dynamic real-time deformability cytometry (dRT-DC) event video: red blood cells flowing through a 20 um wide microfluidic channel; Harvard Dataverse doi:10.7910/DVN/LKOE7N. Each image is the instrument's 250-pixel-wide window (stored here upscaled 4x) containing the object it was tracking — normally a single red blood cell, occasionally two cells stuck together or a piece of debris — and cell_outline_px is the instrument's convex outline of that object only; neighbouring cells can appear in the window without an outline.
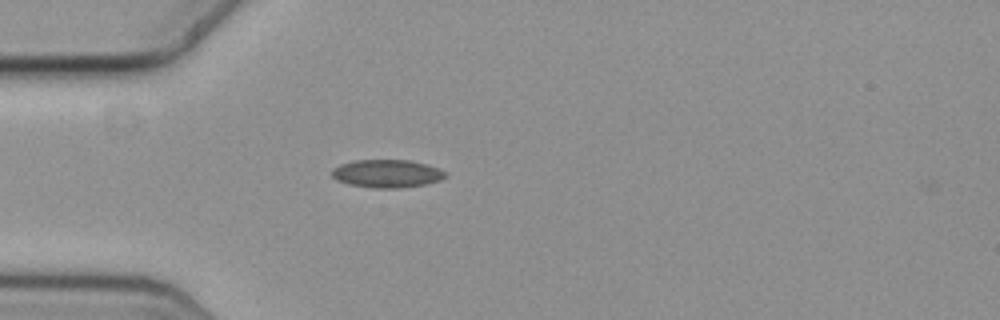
{"species": "common noctule bat (a hibernating species)", "species_latin": "Nyctalus noctula", "temperature_condition": "cold", "stored_images_in_passage": 38, "camera_frame_rate_fps": 3000, "um_per_image_px": 0.085, "animal": {"sex": "female", "body_mass_g": 19.3, "forearm_length_mm": 54.1}, "frame": {"image": 1, "passage_image": 1, "time_ms": 0.0, "image_size_px": [1000, 320], "cell_outline_px": [[448, 176], [440, 180], [424, 184], [400, 188], [372, 188], [348, 184], [336, 180], [332, 176], [332, 168], [340, 164], [356, 160], [408, 160], [428, 164], [440, 168], [448, 172]], "centroid_in_image_um": [32.92, 14.75], "position_along_channel_um": 52.1, "area_um2": 18.73}}
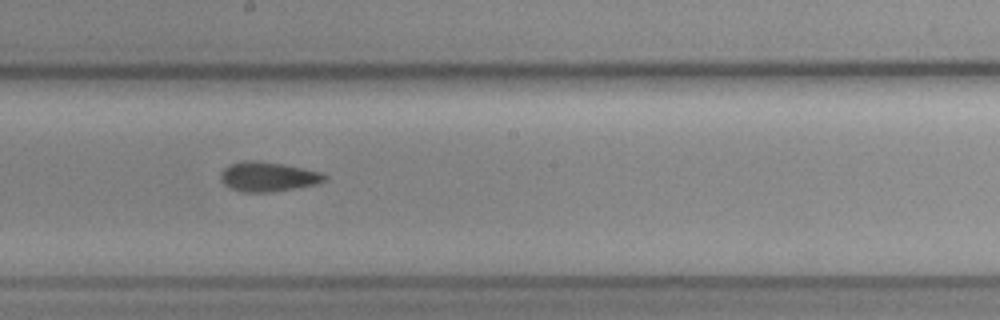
{"frame": {"image": 2, "passage_image": 16, "time_ms": 5.0, "image_size_px": [1000, 320], "cell_outline_px": [[328, 180], [316, 184], [272, 192], [244, 192], [232, 188], [224, 184], [220, 180], [220, 172], [228, 164], [244, 160], [256, 160], [284, 164], [320, 172], [328, 176]], "centroid_in_image_um": [22.76, 15.01], "position_along_channel_um": 225.4, "area_um2": 18.03}}
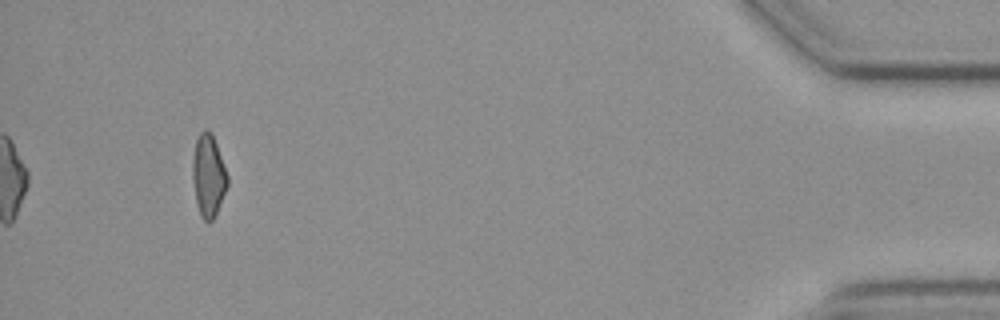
{"frame": {"image": 3, "passage_image": 38, "time_ms": 12.333, "image_size_px": [1000, 320], "cell_outline_px": [[228, 184], [216, 212], [212, 220], [208, 224], [200, 216], [196, 204], [192, 180], [192, 156], [196, 140], [200, 132], [212, 132], [228, 176]], "centroid_in_image_um": [17.69, 14.95], "position_along_channel_um": 417.5, "area_um2": 16.7}, "authors_computed_cell_mechanics": {"area_um2": 17.6579, "velocity_mm_per_s": 3.6614, "shape_relaxation_time_tau1_ms": null, "shape_relaxation_time_tau2_ms": 7.18, "deformation_change_tau1": null, "deformation_change_tau2": 0.1235}}